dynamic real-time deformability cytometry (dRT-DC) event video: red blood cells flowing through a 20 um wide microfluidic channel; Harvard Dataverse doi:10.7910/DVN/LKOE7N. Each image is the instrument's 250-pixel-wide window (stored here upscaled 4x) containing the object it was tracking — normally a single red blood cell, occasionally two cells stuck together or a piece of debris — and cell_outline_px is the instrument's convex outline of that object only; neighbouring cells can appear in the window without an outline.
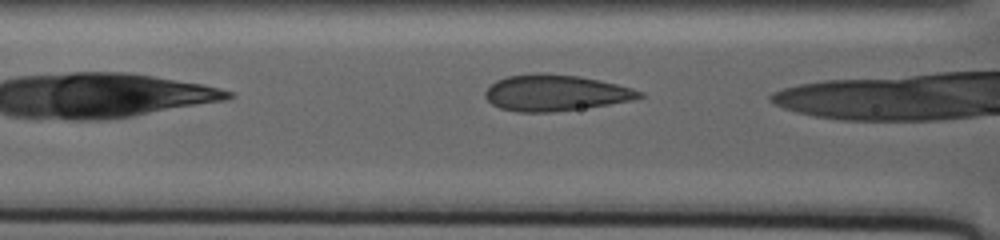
{"species": "human", "species_latin": "Homo sapiens", "temperature_condition": "warm", "stored_images_in_passage": 8, "camera_frame_rate_fps": 3000, "um_per_image_px": 0.085, "donor": {"sex": "male"}, "frame": {"image": 1, "passage_image": 5, "time_ms": 1.667, "image_size_px": [1000, 240], "cell_outline_px": [[644, 96], [632, 100], [608, 104], [552, 112], [520, 112], [500, 108], [492, 104], [484, 96], [484, 92], [496, 80], [508, 76], [540, 72], [580, 76], [600, 80], [632, 88], [644, 92]], "centroid_in_image_um": [47.2, 7.88], "position_along_channel_um": 119.4, "area_um2": 32.37}}